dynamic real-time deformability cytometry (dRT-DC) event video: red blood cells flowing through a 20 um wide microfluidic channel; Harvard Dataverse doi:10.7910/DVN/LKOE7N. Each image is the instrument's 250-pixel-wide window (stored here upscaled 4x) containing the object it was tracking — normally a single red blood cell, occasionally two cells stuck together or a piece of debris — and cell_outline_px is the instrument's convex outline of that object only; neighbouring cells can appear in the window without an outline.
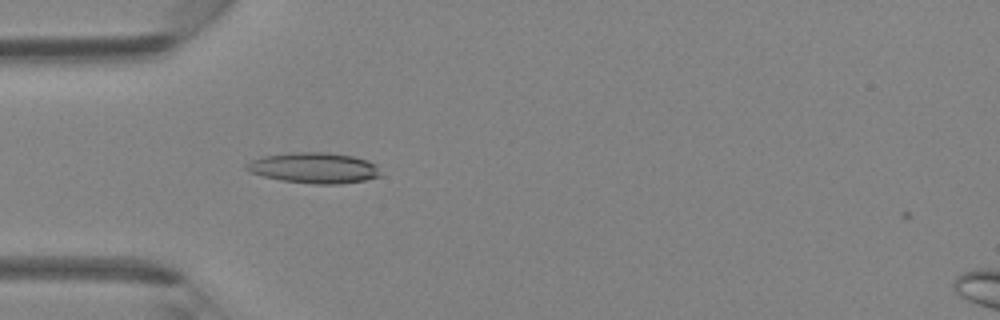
{"species": "Egyptian fruit bat (a non-hibernating species)", "species_latin": "Rousettus aegyptiacus", "temperature_condition": "room temperature", "stored_images_in_passage": 2, "camera_frame_rate_fps": 3000, "um_per_image_px": 0.085, "animal": {"sex": "female"}, "frame": {"image": 1, "passage_image": 1, "time_ms": 0.0, "image_size_px": [1000, 320], "cell_outline_px": [[380, 176], [364, 180], [340, 184], [312, 184], [280, 180], [264, 176], [252, 172], [244, 168], [244, 164], [252, 160], [264, 156], [292, 152], [328, 152], [352, 156], [368, 160], [376, 164]], "centroid_in_image_um": [26.69, 14.27], "position_along_channel_um": 58.3, "area_um2": 23.93}}